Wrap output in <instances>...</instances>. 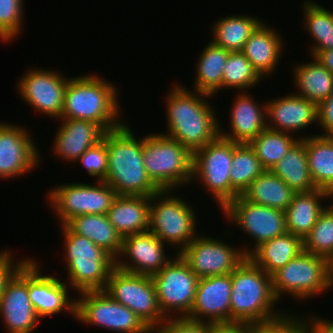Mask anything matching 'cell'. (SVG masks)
Segmentation results:
<instances>
[{
    "mask_svg": "<svg viewBox=\"0 0 333 333\" xmlns=\"http://www.w3.org/2000/svg\"><path fill=\"white\" fill-rule=\"evenodd\" d=\"M210 98L213 96L189 90L176 81L165 98L168 129L164 135L180 142L192 154L215 141L220 136V121L207 101Z\"/></svg>",
    "mask_w": 333,
    "mask_h": 333,
    "instance_id": "cell-1",
    "label": "cell"
},
{
    "mask_svg": "<svg viewBox=\"0 0 333 333\" xmlns=\"http://www.w3.org/2000/svg\"><path fill=\"white\" fill-rule=\"evenodd\" d=\"M126 122L107 131L108 171L106 179L118 195L147 196L160 189L146 174L143 164V137H135Z\"/></svg>",
    "mask_w": 333,
    "mask_h": 333,
    "instance_id": "cell-2",
    "label": "cell"
},
{
    "mask_svg": "<svg viewBox=\"0 0 333 333\" xmlns=\"http://www.w3.org/2000/svg\"><path fill=\"white\" fill-rule=\"evenodd\" d=\"M118 91L116 84L95 74L70 77L60 119L91 121L106 132L116 129L126 122L120 119Z\"/></svg>",
    "mask_w": 333,
    "mask_h": 333,
    "instance_id": "cell-3",
    "label": "cell"
},
{
    "mask_svg": "<svg viewBox=\"0 0 333 333\" xmlns=\"http://www.w3.org/2000/svg\"><path fill=\"white\" fill-rule=\"evenodd\" d=\"M230 323L257 324L281 313L272 291L271 275L248 257L232 273Z\"/></svg>",
    "mask_w": 333,
    "mask_h": 333,
    "instance_id": "cell-4",
    "label": "cell"
},
{
    "mask_svg": "<svg viewBox=\"0 0 333 333\" xmlns=\"http://www.w3.org/2000/svg\"><path fill=\"white\" fill-rule=\"evenodd\" d=\"M64 235L67 285L75 292L104 290L115 259L88 238L60 225Z\"/></svg>",
    "mask_w": 333,
    "mask_h": 333,
    "instance_id": "cell-5",
    "label": "cell"
},
{
    "mask_svg": "<svg viewBox=\"0 0 333 333\" xmlns=\"http://www.w3.org/2000/svg\"><path fill=\"white\" fill-rule=\"evenodd\" d=\"M142 154L146 174L160 190L191 185L193 154L177 140L161 132L147 134Z\"/></svg>",
    "mask_w": 333,
    "mask_h": 333,
    "instance_id": "cell-6",
    "label": "cell"
},
{
    "mask_svg": "<svg viewBox=\"0 0 333 333\" xmlns=\"http://www.w3.org/2000/svg\"><path fill=\"white\" fill-rule=\"evenodd\" d=\"M271 281L278 302L287 294L297 301L306 299V302L324 291L332 290L333 264L323 256L303 251L274 272Z\"/></svg>",
    "mask_w": 333,
    "mask_h": 333,
    "instance_id": "cell-7",
    "label": "cell"
},
{
    "mask_svg": "<svg viewBox=\"0 0 333 333\" xmlns=\"http://www.w3.org/2000/svg\"><path fill=\"white\" fill-rule=\"evenodd\" d=\"M173 192L176 191L160 190L151 196L148 231L179 254L200 232H196L197 216L193 206Z\"/></svg>",
    "mask_w": 333,
    "mask_h": 333,
    "instance_id": "cell-8",
    "label": "cell"
},
{
    "mask_svg": "<svg viewBox=\"0 0 333 333\" xmlns=\"http://www.w3.org/2000/svg\"><path fill=\"white\" fill-rule=\"evenodd\" d=\"M104 291L131 309L153 332L167 319L161 312L151 276L114 267Z\"/></svg>",
    "mask_w": 333,
    "mask_h": 333,
    "instance_id": "cell-9",
    "label": "cell"
},
{
    "mask_svg": "<svg viewBox=\"0 0 333 333\" xmlns=\"http://www.w3.org/2000/svg\"><path fill=\"white\" fill-rule=\"evenodd\" d=\"M90 183H68L50 188L47 202L60 225L82 214H107L118 194L105 181ZM96 184V185H95Z\"/></svg>",
    "mask_w": 333,
    "mask_h": 333,
    "instance_id": "cell-10",
    "label": "cell"
},
{
    "mask_svg": "<svg viewBox=\"0 0 333 333\" xmlns=\"http://www.w3.org/2000/svg\"><path fill=\"white\" fill-rule=\"evenodd\" d=\"M75 320L117 333H153L128 307L113 300L104 290L77 293Z\"/></svg>",
    "mask_w": 333,
    "mask_h": 333,
    "instance_id": "cell-11",
    "label": "cell"
},
{
    "mask_svg": "<svg viewBox=\"0 0 333 333\" xmlns=\"http://www.w3.org/2000/svg\"><path fill=\"white\" fill-rule=\"evenodd\" d=\"M158 305L166 318L187 317L195 301L198 277L179 254L151 276ZM173 311V312H172ZM172 314V315H171ZM174 315V316H173ZM180 315V316H179Z\"/></svg>",
    "mask_w": 333,
    "mask_h": 333,
    "instance_id": "cell-12",
    "label": "cell"
},
{
    "mask_svg": "<svg viewBox=\"0 0 333 333\" xmlns=\"http://www.w3.org/2000/svg\"><path fill=\"white\" fill-rule=\"evenodd\" d=\"M233 141L218 137L193 153L192 181H201L220 210L231 201ZM198 178V179H197Z\"/></svg>",
    "mask_w": 333,
    "mask_h": 333,
    "instance_id": "cell-13",
    "label": "cell"
},
{
    "mask_svg": "<svg viewBox=\"0 0 333 333\" xmlns=\"http://www.w3.org/2000/svg\"><path fill=\"white\" fill-rule=\"evenodd\" d=\"M226 220L238 225L253 241V246L243 247L248 256L260 244L287 233L285 211L254 204L242 195L230 201L223 209ZM234 223V224H233Z\"/></svg>",
    "mask_w": 333,
    "mask_h": 333,
    "instance_id": "cell-14",
    "label": "cell"
},
{
    "mask_svg": "<svg viewBox=\"0 0 333 333\" xmlns=\"http://www.w3.org/2000/svg\"><path fill=\"white\" fill-rule=\"evenodd\" d=\"M222 239L198 234L180 253V257L198 278L232 273L248 257L243 248H235Z\"/></svg>",
    "mask_w": 333,
    "mask_h": 333,
    "instance_id": "cell-15",
    "label": "cell"
},
{
    "mask_svg": "<svg viewBox=\"0 0 333 333\" xmlns=\"http://www.w3.org/2000/svg\"><path fill=\"white\" fill-rule=\"evenodd\" d=\"M61 71L35 67L25 71L17 82L18 94L27 104L52 119H60L69 77Z\"/></svg>",
    "mask_w": 333,
    "mask_h": 333,
    "instance_id": "cell-16",
    "label": "cell"
},
{
    "mask_svg": "<svg viewBox=\"0 0 333 333\" xmlns=\"http://www.w3.org/2000/svg\"><path fill=\"white\" fill-rule=\"evenodd\" d=\"M0 317L7 333H34L40 322L29 299L28 258L4 285L0 298Z\"/></svg>",
    "mask_w": 333,
    "mask_h": 333,
    "instance_id": "cell-17",
    "label": "cell"
},
{
    "mask_svg": "<svg viewBox=\"0 0 333 333\" xmlns=\"http://www.w3.org/2000/svg\"><path fill=\"white\" fill-rule=\"evenodd\" d=\"M38 150L25 127L0 122V179L10 180L36 170L42 161Z\"/></svg>",
    "mask_w": 333,
    "mask_h": 333,
    "instance_id": "cell-18",
    "label": "cell"
},
{
    "mask_svg": "<svg viewBox=\"0 0 333 333\" xmlns=\"http://www.w3.org/2000/svg\"><path fill=\"white\" fill-rule=\"evenodd\" d=\"M37 260L28 257V293L37 316L46 318L69 313L75 318L76 299L70 298V287L55 275L43 274Z\"/></svg>",
    "mask_w": 333,
    "mask_h": 333,
    "instance_id": "cell-19",
    "label": "cell"
},
{
    "mask_svg": "<svg viewBox=\"0 0 333 333\" xmlns=\"http://www.w3.org/2000/svg\"><path fill=\"white\" fill-rule=\"evenodd\" d=\"M166 246L150 231L127 235L122 237L121 251L115 259V266L131 273L152 276L172 259L165 254Z\"/></svg>",
    "mask_w": 333,
    "mask_h": 333,
    "instance_id": "cell-20",
    "label": "cell"
},
{
    "mask_svg": "<svg viewBox=\"0 0 333 333\" xmlns=\"http://www.w3.org/2000/svg\"><path fill=\"white\" fill-rule=\"evenodd\" d=\"M231 294V273L199 278L195 301L186 318L210 324L230 323Z\"/></svg>",
    "mask_w": 333,
    "mask_h": 333,
    "instance_id": "cell-21",
    "label": "cell"
},
{
    "mask_svg": "<svg viewBox=\"0 0 333 333\" xmlns=\"http://www.w3.org/2000/svg\"><path fill=\"white\" fill-rule=\"evenodd\" d=\"M275 98L266 101L267 129L296 135L317 123L316 103L294 93Z\"/></svg>",
    "mask_w": 333,
    "mask_h": 333,
    "instance_id": "cell-22",
    "label": "cell"
},
{
    "mask_svg": "<svg viewBox=\"0 0 333 333\" xmlns=\"http://www.w3.org/2000/svg\"><path fill=\"white\" fill-rule=\"evenodd\" d=\"M249 92H239L229 116V132L219 124L220 137L236 143H249L266 128V103L258 104Z\"/></svg>",
    "mask_w": 333,
    "mask_h": 333,
    "instance_id": "cell-23",
    "label": "cell"
},
{
    "mask_svg": "<svg viewBox=\"0 0 333 333\" xmlns=\"http://www.w3.org/2000/svg\"><path fill=\"white\" fill-rule=\"evenodd\" d=\"M61 126L54 136V155L74 163L90 147L103 140L106 131L99 125L87 120L59 119ZM66 160V161H65Z\"/></svg>",
    "mask_w": 333,
    "mask_h": 333,
    "instance_id": "cell-24",
    "label": "cell"
},
{
    "mask_svg": "<svg viewBox=\"0 0 333 333\" xmlns=\"http://www.w3.org/2000/svg\"><path fill=\"white\" fill-rule=\"evenodd\" d=\"M277 31L262 22L241 51L263 78L275 71L283 55L285 44Z\"/></svg>",
    "mask_w": 333,
    "mask_h": 333,
    "instance_id": "cell-25",
    "label": "cell"
},
{
    "mask_svg": "<svg viewBox=\"0 0 333 333\" xmlns=\"http://www.w3.org/2000/svg\"><path fill=\"white\" fill-rule=\"evenodd\" d=\"M150 200L147 196H117L107 216L121 237L149 230Z\"/></svg>",
    "mask_w": 333,
    "mask_h": 333,
    "instance_id": "cell-26",
    "label": "cell"
},
{
    "mask_svg": "<svg viewBox=\"0 0 333 333\" xmlns=\"http://www.w3.org/2000/svg\"><path fill=\"white\" fill-rule=\"evenodd\" d=\"M330 198V193L323 189L296 193L293 201L285 210L287 232L301 238L303 241L309 235L320 214L327 207L324 199ZM324 202H322V201Z\"/></svg>",
    "mask_w": 333,
    "mask_h": 333,
    "instance_id": "cell-27",
    "label": "cell"
},
{
    "mask_svg": "<svg viewBox=\"0 0 333 333\" xmlns=\"http://www.w3.org/2000/svg\"><path fill=\"white\" fill-rule=\"evenodd\" d=\"M303 251V240L287 232L260 244L248 258L264 272L272 275Z\"/></svg>",
    "mask_w": 333,
    "mask_h": 333,
    "instance_id": "cell-28",
    "label": "cell"
},
{
    "mask_svg": "<svg viewBox=\"0 0 333 333\" xmlns=\"http://www.w3.org/2000/svg\"><path fill=\"white\" fill-rule=\"evenodd\" d=\"M66 225L74 233L88 238L114 259L120 254L122 237L109 222L107 214L77 215Z\"/></svg>",
    "mask_w": 333,
    "mask_h": 333,
    "instance_id": "cell-29",
    "label": "cell"
},
{
    "mask_svg": "<svg viewBox=\"0 0 333 333\" xmlns=\"http://www.w3.org/2000/svg\"><path fill=\"white\" fill-rule=\"evenodd\" d=\"M305 140L311 179L317 189L333 194V136L299 135Z\"/></svg>",
    "mask_w": 333,
    "mask_h": 333,
    "instance_id": "cell-30",
    "label": "cell"
},
{
    "mask_svg": "<svg viewBox=\"0 0 333 333\" xmlns=\"http://www.w3.org/2000/svg\"><path fill=\"white\" fill-rule=\"evenodd\" d=\"M293 71L294 94L318 105L333 92V74L314 57L311 62L294 65Z\"/></svg>",
    "mask_w": 333,
    "mask_h": 333,
    "instance_id": "cell-31",
    "label": "cell"
},
{
    "mask_svg": "<svg viewBox=\"0 0 333 333\" xmlns=\"http://www.w3.org/2000/svg\"><path fill=\"white\" fill-rule=\"evenodd\" d=\"M270 171L296 193L317 189L309 172L304 139H299Z\"/></svg>",
    "mask_w": 333,
    "mask_h": 333,
    "instance_id": "cell-32",
    "label": "cell"
},
{
    "mask_svg": "<svg viewBox=\"0 0 333 333\" xmlns=\"http://www.w3.org/2000/svg\"><path fill=\"white\" fill-rule=\"evenodd\" d=\"M205 46L196 62L193 90L216 96L215 93L222 89L223 70L231 51L216 46L212 41Z\"/></svg>",
    "mask_w": 333,
    "mask_h": 333,
    "instance_id": "cell-33",
    "label": "cell"
},
{
    "mask_svg": "<svg viewBox=\"0 0 333 333\" xmlns=\"http://www.w3.org/2000/svg\"><path fill=\"white\" fill-rule=\"evenodd\" d=\"M262 22L259 17L251 15H227L212 24L213 36L210 41L231 52L242 51L246 41Z\"/></svg>",
    "mask_w": 333,
    "mask_h": 333,
    "instance_id": "cell-34",
    "label": "cell"
},
{
    "mask_svg": "<svg viewBox=\"0 0 333 333\" xmlns=\"http://www.w3.org/2000/svg\"><path fill=\"white\" fill-rule=\"evenodd\" d=\"M296 192L270 170H264L242 194L254 203L285 211Z\"/></svg>",
    "mask_w": 333,
    "mask_h": 333,
    "instance_id": "cell-35",
    "label": "cell"
},
{
    "mask_svg": "<svg viewBox=\"0 0 333 333\" xmlns=\"http://www.w3.org/2000/svg\"><path fill=\"white\" fill-rule=\"evenodd\" d=\"M230 169L231 201L242 195L265 170L249 143L236 142H233V157Z\"/></svg>",
    "mask_w": 333,
    "mask_h": 333,
    "instance_id": "cell-36",
    "label": "cell"
},
{
    "mask_svg": "<svg viewBox=\"0 0 333 333\" xmlns=\"http://www.w3.org/2000/svg\"><path fill=\"white\" fill-rule=\"evenodd\" d=\"M303 28L313 38L311 57L316 52L333 49V11L322 7L312 0L303 3Z\"/></svg>",
    "mask_w": 333,
    "mask_h": 333,
    "instance_id": "cell-37",
    "label": "cell"
},
{
    "mask_svg": "<svg viewBox=\"0 0 333 333\" xmlns=\"http://www.w3.org/2000/svg\"><path fill=\"white\" fill-rule=\"evenodd\" d=\"M265 128L249 144L265 170H271L301 137Z\"/></svg>",
    "mask_w": 333,
    "mask_h": 333,
    "instance_id": "cell-38",
    "label": "cell"
},
{
    "mask_svg": "<svg viewBox=\"0 0 333 333\" xmlns=\"http://www.w3.org/2000/svg\"><path fill=\"white\" fill-rule=\"evenodd\" d=\"M262 78L241 51L230 52L223 70L222 89L248 92L260 84Z\"/></svg>",
    "mask_w": 333,
    "mask_h": 333,
    "instance_id": "cell-39",
    "label": "cell"
},
{
    "mask_svg": "<svg viewBox=\"0 0 333 333\" xmlns=\"http://www.w3.org/2000/svg\"><path fill=\"white\" fill-rule=\"evenodd\" d=\"M303 243L304 251L323 256L333 264V212L328 207L320 214Z\"/></svg>",
    "mask_w": 333,
    "mask_h": 333,
    "instance_id": "cell-40",
    "label": "cell"
},
{
    "mask_svg": "<svg viewBox=\"0 0 333 333\" xmlns=\"http://www.w3.org/2000/svg\"><path fill=\"white\" fill-rule=\"evenodd\" d=\"M287 312L253 324V333H311V315L304 318Z\"/></svg>",
    "mask_w": 333,
    "mask_h": 333,
    "instance_id": "cell-41",
    "label": "cell"
},
{
    "mask_svg": "<svg viewBox=\"0 0 333 333\" xmlns=\"http://www.w3.org/2000/svg\"><path fill=\"white\" fill-rule=\"evenodd\" d=\"M23 0H0V40L13 42L24 27ZM15 38V39H14Z\"/></svg>",
    "mask_w": 333,
    "mask_h": 333,
    "instance_id": "cell-42",
    "label": "cell"
},
{
    "mask_svg": "<svg viewBox=\"0 0 333 333\" xmlns=\"http://www.w3.org/2000/svg\"><path fill=\"white\" fill-rule=\"evenodd\" d=\"M76 162L84 166L88 175L97 177V181H104L108 171L107 132L103 140L88 148Z\"/></svg>",
    "mask_w": 333,
    "mask_h": 333,
    "instance_id": "cell-43",
    "label": "cell"
},
{
    "mask_svg": "<svg viewBox=\"0 0 333 333\" xmlns=\"http://www.w3.org/2000/svg\"><path fill=\"white\" fill-rule=\"evenodd\" d=\"M153 333H210V323L183 318H167Z\"/></svg>",
    "mask_w": 333,
    "mask_h": 333,
    "instance_id": "cell-44",
    "label": "cell"
},
{
    "mask_svg": "<svg viewBox=\"0 0 333 333\" xmlns=\"http://www.w3.org/2000/svg\"><path fill=\"white\" fill-rule=\"evenodd\" d=\"M317 124L323 131L320 135L333 136V92L317 105Z\"/></svg>",
    "mask_w": 333,
    "mask_h": 333,
    "instance_id": "cell-45",
    "label": "cell"
},
{
    "mask_svg": "<svg viewBox=\"0 0 333 333\" xmlns=\"http://www.w3.org/2000/svg\"><path fill=\"white\" fill-rule=\"evenodd\" d=\"M13 259L12 251H9L8 249L0 251V298L6 281L22 265L27 259V256L18 259L19 261H16V263Z\"/></svg>",
    "mask_w": 333,
    "mask_h": 333,
    "instance_id": "cell-46",
    "label": "cell"
},
{
    "mask_svg": "<svg viewBox=\"0 0 333 333\" xmlns=\"http://www.w3.org/2000/svg\"><path fill=\"white\" fill-rule=\"evenodd\" d=\"M210 333H253V328L248 323L210 324Z\"/></svg>",
    "mask_w": 333,
    "mask_h": 333,
    "instance_id": "cell-47",
    "label": "cell"
},
{
    "mask_svg": "<svg viewBox=\"0 0 333 333\" xmlns=\"http://www.w3.org/2000/svg\"><path fill=\"white\" fill-rule=\"evenodd\" d=\"M311 333H333V321L324 316H311Z\"/></svg>",
    "mask_w": 333,
    "mask_h": 333,
    "instance_id": "cell-48",
    "label": "cell"
},
{
    "mask_svg": "<svg viewBox=\"0 0 333 333\" xmlns=\"http://www.w3.org/2000/svg\"><path fill=\"white\" fill-rule=\"evenodd\" d=\"M312 57L333 74V49L316 52Z\"/></svg>",
    "mask_w": 333,
    "mask_h": 333,
    "instance_id": "cell-49",
    "label": "cell"
},
{
    "mask_svg": "<svg viewBox=\"0 0 333 333\" xmlns=\"http://www.w3.org/2000/svg\"><path fill=\"white\" fill-rule=\"evenodd\" d=\"M330 198L332 199V201L330 203L331 205L328 204L327 207L333 212V194H330Z\"/></svg>",
    "mask_w": 333,
    "mask_h": 333,
    "instance_id": "cell-50",
    "label": "cell"
}]
</instances>
